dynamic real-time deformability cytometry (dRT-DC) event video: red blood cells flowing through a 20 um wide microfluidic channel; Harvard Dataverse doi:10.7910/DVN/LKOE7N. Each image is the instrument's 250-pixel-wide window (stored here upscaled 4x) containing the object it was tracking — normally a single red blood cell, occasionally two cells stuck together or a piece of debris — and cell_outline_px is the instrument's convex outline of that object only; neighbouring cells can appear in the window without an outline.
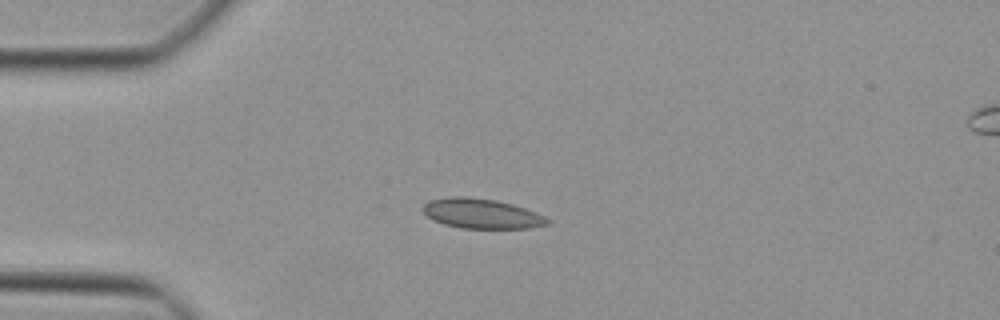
{"species": "Egyptian fruit bat (a non-hibernating species)", "species_latin": "Rousettus aegyptiacus", "temperature_condition": "cold", "stored_images_in_passage": 36, "camera_frame_rate_fps": 3000, "um_per_image_px": 0.085, "animal": {"sex": "female"}, "frame": {"image": 1, "passage_image": 1, "time_ms": 0.0, "image_size_px": [1000, 320], "cell_outline_px": [[552, 220], [548, 224], [528, 228], [464, 228], [444, 224], [432, 220], [420, 208], [428, 200], [448, 196], [468, 196], [496, 200], [512, 204], [536, 212]], "centroid_in_image_um": [40.9, 18.14], "position_along_channel_um": 44.1, "area_um2": 21.79}}
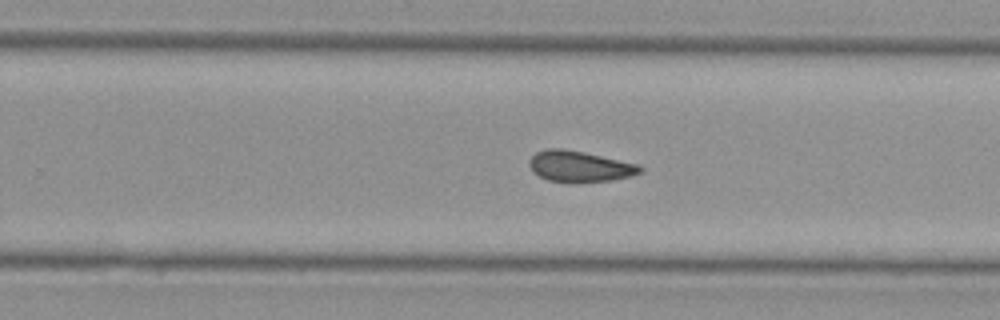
{"frame": {"image": 2, "passage_image": 19, "time_ms": 6.0, "image_size_px": [1000, 320], "cell_outline_px": [[644, 168], [640, 172], [632, 176], [612, 180], [572, 184], [548, 180], [532, 172], [528, 164], [528, 160], [536, 152], [548, 148], [564, 148], [584, 152], [636, 164]], "centroid_in_image_um": [49.22, 14.16], "position_along_channel_um": 280.6, "area_um2": 20.29}}
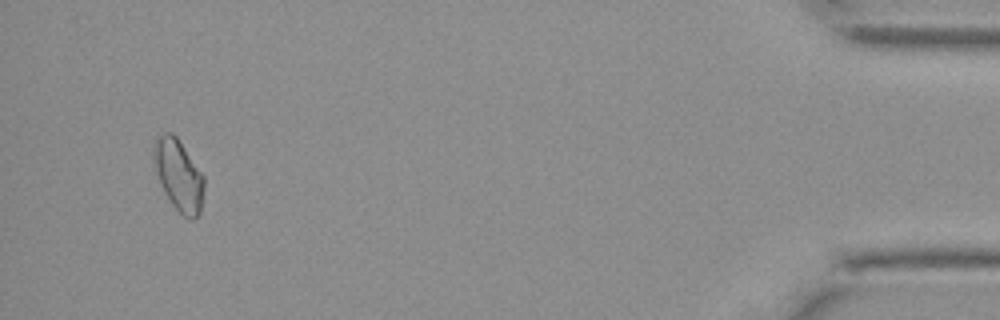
{"frame": {"image": 3, "passage_image": 34, "time_ms": 11.0, "image_size_px": [1000, 320], "cell_outline_px": [[204, 192], [200, 216], [188, 220], [172, 204], [164, 192], [152, 156], [152, 148], [156, 140], [164, 132], [172, 132], [176, 136], [204, 176]], "centroid_in_image_um": [15.2, 14.91], "position_along_channel_um": 420.0, "area_um2": 20.75}}